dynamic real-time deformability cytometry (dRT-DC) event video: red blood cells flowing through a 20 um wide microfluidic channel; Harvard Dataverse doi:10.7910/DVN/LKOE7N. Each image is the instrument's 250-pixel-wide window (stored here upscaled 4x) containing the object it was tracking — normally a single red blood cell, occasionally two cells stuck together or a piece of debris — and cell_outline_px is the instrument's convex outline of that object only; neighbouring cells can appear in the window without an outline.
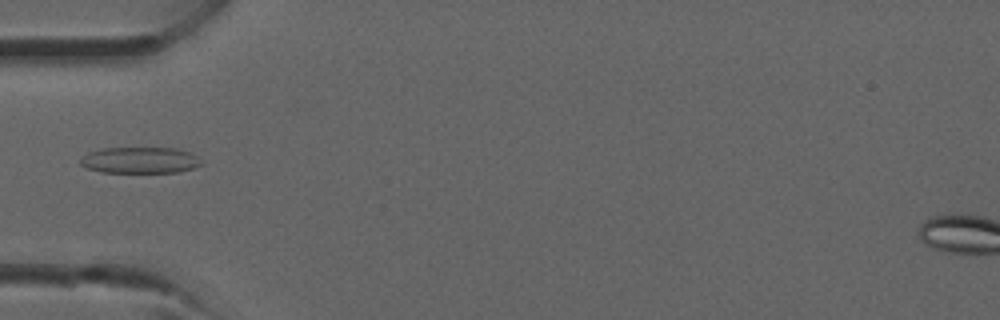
{"species": "common noctule bat (a hibernating species)", "species_latin": "Nyctalus noctula", "temperature_condition": "room temperature", "stored_images_in_passage": 3, "camera_frame_rate_fps": 3000, "um_per_image_px": 0.085, "animal": {"sex": "male", "forearm_length_mm": 52.5}, "frame": {"image": 1, "passage_image": 3, "time_ms": 0.667, "image_size_px": [1000, 320], "cell_outline_px": [[204, 164], [180, 172], [100, 172], [88, 168], [80, 164], [80, 160], [88, 152], [100, 148], [172, 148], [188, 152], [196, 156]], "centroid_in_image_um": [11.88, 13.62], "position_along_channel_um": 73.1, "area_um2": 18.38}}